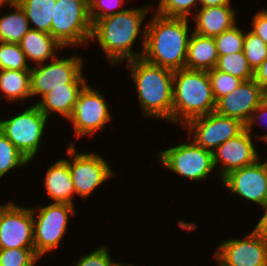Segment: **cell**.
Listing matches in <instances>:
<instances>
[{"instance_id":"1","label":"cell","mask_w":267,"mask_h":266,"mask_svg":"<svg viewBox=\"0 0 267 266\" xmlns=\"http://www.w3.org/2000/svg\"><path fill=\"white\" fill-rule=\"evenodd\" d=\"M150 5V6H149ZM139 7L127 8L123 12L98 19L92 22L90 41L95 39L99 47L106 54L109 64L114 66L127 60L141 58L145 46L146 25L142 26L143 20L151 9V4ZM143 27V28H142ZM142 28V29H141ZM141 30V32H140ZM142 39V49L133 53V44L139 35Z\"/></svg>"},{"instance_id":"2","label":"cell","mask_w":267,"mask_h":266,"mask_svg":"<svg viewBox=\"0 0 267 266\" xmlns=\"http://www.w3.org/2000/svg\"><path fill=\"white\" fill-rule=\"evenodd\" d=\"M146 22L145 46L142 58L172 71L186 68L190 36L189 19L166 17L153 11Z\"/></svg>"},{"instance_id":"3","label":"cell","mask_w":267,"mask_h":266,"mask_svg":"<svg viewBox=\"0 0 267 266\" xmlns=\"http://www.w3.org/2000/svg\"><path fill=\"white\" fill-rule=\"evenodd\" d=\"M125 65L137 90L142 115L171 123L174 71L147 62L142 57Z\"/></svg>"},{"instance_id":"4","label":"cell","mask_w":267,"mask_h":266,"mask_svg":"<svg viewBox=\"0 0 267 266\" xmlns=\"http://www.w3.org/2000/svg\"><path fill=\"white\" fill-rule=\"evenodd\" d=\"M216 109L208 71L183 68L174 71L172 123L186 125L190 120Z\"/></svg>"},{"instance_id":"5","label":"cell","mask_w":267,"mask_h":266,"mask_svg":"<svg viewBox=\"0 0 267 266\" xmlns=\"http://www.w3.org/2000/svg\"><path fill=\"white\" fill-rule=\"evenodd\" d=\"M89 0H56L50 35L63 47L90 43Z\"/></svg>"},{"instance_id":"6","label":"cell","mask_w":267,"mask_h":266,"mask_svg":"<svg viewBox=\"0 0 267 266\" xmlns=\"http://www.w3.org/2000/svg\"><path fill=\"white\" fill-rule=\"evenodd\" d=\"M49 64L31 67V97L44 96L56 88H84L88 82L83 75L82 56L74 55L49 60Z\"/></svg>"},{"instance_id":"7","label":"cell","mask_w":267,"mask_h":266,"mask_svg":"<svg viewBox=\"0 0 267 266\" xmlns=\"http://www.w3.org/2000/svg\"><path fill=\"white\" fill-rule=\"evenodd\" d=\"M75 210V206L67 203L49 202L45 206L31 207L34 249L40 258L61 245L69 229V218L76 215Z\"/></svg>"},{"instance_id":"8","label":"cell","mask_w":267,"mask_h":266,"mask_svg":"<svg viewBox=\"0 0 267 266\" xmlns=\"http://www.w3.org/2000/svg\"><path fill=\"white\" fill-rule=\"evenodd\" d=\"M48 118L33 104L23 112L8 118L0 119V132L29 161L38 153Z\"/></svg>"},{"instance_id":"9","label":"cell","mask_w":267,"mask_h":266,"mask_svg":"<svg viewBox=\"0 0 267 266\" xmlns=\"http://www.w3.org/2000/svg\"><path fill=\"white\" fill-rule=\"evenodd\" d=\"M71 179L75 195L87 199L107 180L115 176L109 161L95 152H78L75 143L70 142L66 149Z\"/></svg>"},{"instance_id":"10","label":"cell","mask_w":267,"mask_h":266,"mask_svg":"<svg viewBox=\"0 0 267 266\" xmlns=\"http://www.w3.org/2000/svg\"><path fill=\"white\" fill-rule=\"evenodd\" d=\"M161 165L190 181H205L215 170L213 153L193 140L158 151Z\"/></svg>"},{"instance_id":"11","label":"cell","mask_w":267,"mask_h":266,"mask_svg":"<svg viewBox=\"0 0 267 266\" xmlns=\"http://www.w3.org/2000/svg\"><path fill=\"white\" fill-rule=\"evenodd\" d=\"M99 91L87 84L79 94L73 112L68 118L73 125L76 139L85 135L92 137L97 131L104 130L112 119V113L103 92Z\"/></svg>"},{"instance_id":"12","label":"cell","mask_w":267,"mask_h":266,"mask_svg":"<svg viewBox=\"0 0 267 266\" xmlns=\"http://www.w3.org/2000/svg\"><path fill=\"white\" fill-rule=\"evenodd\" d=\"M182 128L188 130L189 139L192 138L198 146L213 153L221 144L240 134L245 129V124L214 111L190 120Z\"/></svg>"},{"instance_id":"13","label":"cell","mask_w":267,"mask_h":266,"mask_svg":"<svg viewBox=\"0 0 267 266\" xmlns=\"http://www.w3.org/2000/svg\"><path fill=\"white\" fill-rule=\"evenodd\" d=\"M15 248H34L33 215L10 200L0 204V250Z\"/></svg>"},{"instance_id":"14","label":"cell","mask_w":267,"mask_h":266,"mask_svg":"<svg viewBox=\"0 0 267 266\" xmlns=\"http://www.w3.org/2000/svg\"><path fill=\"white\" fill-rule=\"evenodd\" d=\"M216 266H267V243L253 230L241 239H226L215 248Z\"/></svg>"},{"instance_id":"15","label":"cell","mask_w":267,"mask_h":266,"mask_svg":"<svg viewBox=\"0 0 267 266\" xmlns=\"http://www.w3.org/2000/svg\"><path fill=\"white\" fill-rule=\"evenodd\" d=\"M226 190L263 207L267 204V174L259 159L248 166L233 170L221 179Z\"/></svg>"},{"instance_id":"16","label":"cell","mask_w":267,"mask_h":266,"mask_svg":"<svg viewBox=\"0 0 267 266\" xmlns=\"http://www.w3.org/2000/svg\"><path fill=\"white\" fill-rule=\"evenodd\" d=\"M252 137L254 136L244 129L213 151L214 167H219L220 181L229 172L251 165L259 159V151Z\"/></svg>"},{"instance_id":"17","label":"cell","mask_w":267,"mask_h":266,"mask_svg":"<svg viewBox=\"0 0 267 266\" xmlns=\"http://www.w3.org/2000/svg\"><path fill=\"white\" fill-rule=\"evenodd\" d=\"M267 98V93L252 79L216 102L215 111L223 116L236 118L246 124L251 114Z\"/></svg>"},{"instance_id":"18","label":"cell","mask_w":267,"mask_h":266,"mask_svg":"<svg viewBox=\"0 0 267 266\" xmlns=\"http://www.w3.org/2000/svg\"><path fill=\"white\" fill-rule=\"evenodd\" d=\"M193 16V32L209 37L220 35L237 23V13L232 5L200 7Z\"/></svg>"},{"instance_id":"19","label":"cell","mask_w":267,"mask_h":266,"mask_svg":"<svg viewBox=\"0 0 267 266\" xmlns=\"http://www.w3.org/2000/svg\"><path fill=\"white\" fill-rule=\"evenodd\" d=\"M44 188L52 203H67L75 206V189L70 175L68 158L58 159L45 174Z\"/></svg>"},{"instance_id":"20","label":"cell","mask_w":267,"mask_h":266,"mask_svg":"<svg viewBox=\"0 0 267 266\" xmlns=\"http://www.w3.org/2000/svg\"><path fill=\"white\" fill-rule=\"evenodd\" d=\"M28 61L45 64L49 59L54 60L63 47L48 33L30 29L19 43ZM57 50V51H56Z\"/></svg>"},{"instance_id":"21","label":"cell","mask_w":267,"mask_h":266,"mask_svg":"<svg viewBox=\"0 0 267 266\" xmlns=\"http://www.w3.org/2000/svg\"><path fill=\"white\" fill-rule=\"evenodd\" d=\"M218 57L214 37L192 32L188 43L186 68L210 71L215 68Z\"/></svg>"},{"instance_id":"22","label":"cell","mask_w":267,"mask_h":266,"mask_svg":"<svg viewBox=\"0 0 267 266\" xmlns=\"http://www.w3.org/2000/svg\"><path fill=\"white\" fill-rule=\"evenodd\" d=\"M83 88H56L35 103L39 110L49 119L50 115L59 114L67 120Z\"/></svg>"},{"instance_id":"23","label":"cell","mask_w":267,"mask_h":266,"mask_svg":"<svg viewBox=\"0 0 267 266\" xmlns=\"http://www.w3.org/2000/svg\"><path fill=\"white\" fill-rule=\"evenodd\" d=\"M0 92L7 102L23 103L31 97V71L0 70Z\"/></svg>"},{"instance_id":"24","label":"cell","mask_w":267,"mask_h":266,"mask_svg":"<svg viewBox=\"0 0 267 266\" xmlns=\"http://www.w3.org/2000/svg\"><path fill=\"white\" fill-rule=\"evenodd\" d=\"M9 8L14 11L0 15V42L19 44L22 37L30 30L29 22L24 10L15 0Z\"/></svg>"},{"instance_id":"25","label":"cell","mask_w":267,"mask_h":266,"mask_svg":"<svg viewBox=\"0 0 267 266\" xmlns=\"http://www.w3.org/2000/svg\"><path fill=\"white\" fill-rule=\"evenodd\" d=\"M15 1L24 10L29 22L30 29L50 34L51 22L54 19V6L56 5V0Z\"/></svg>"},{"instance_id":"26","label":"cell","mask_w":267,"mask_h":266,"mask_svg":"<svg viewBox=\"0 0 267 266\" xmlns=\"http://www.w3.org/2000/svg\"><path fill=\"white\" fill-rule=\"evenodd\" d=\"M215 69L238 77L243 81L254 79V71L245 58L243 51L219 55Z\"/></svg>"},{"instance_id":"27","label":"cell","mask_w":267,"mask_h":266,"mask_svg":"<svg viewBox=\"0 0 267 266\" xmlns=\"http://www.w3.org/2000/svg\"><path fill=\"white\" fill-rule=\"evenodd\" d=\"M31 164L20 151L9 141V139L0 132V181L13 169L23 168Z\"/></svg>"},{"instance_id":"28","label":"cell","mask_w":267,"mask_h":266,"mask_svg":"<svg viewBox=\"0 0 267 266\" xmlns=\"http://www.w3.org/2000/svg\"><path fill=\"white\" fill-rule=\"evenodd\" d=\"M31 71L19 44L0 42V70Z\"/></svg>"},{"instance_id":"29","label":"cell","mask_w":267,"mask_h":266,"mask_svg":"<svg viewBox=\"0 0 267 266\" xmlns=\"http://www.w3.org/2000/svg\"><path fill=\"white\" fill-rule=\"evenodd\" d=\"M243 53L255 72L260 64L267 59V45L260 37L248 30L245 32Z\"/></svg>"},{"instance_id":"30","label":"cell","mask_w":267,"mask_h":266,"mask_svg":"<svg viewBox=\"0 0 267 266\" xmlns=\"http://www.w3.org/2000/svg\"><path fill=\"white\" fill-rule=\"evenodd\" d=\"M245 32L236 25L214 37L218 55L243 51Z\"/></svg>"},{"instance_id":"31","label":"cell","mask_w":267,"mask_h":266,"mask_svg":"<svg viewBox=\"0 0 267 266\" xmlns=\"http://www.w3.org/2000/svg\"><path fill=\"white\" fill-rule=\"evenodd\" d=\"M208 75L211 82L213 97L216 102L223 96L235 91L243 83V80L240 78L216 70L215 68L208 71Z\"/></svg>"},{"instance_id":"32","label":"cell","mask_w":267,"mask_h":266,"mask_svg":"<svg viewBox=\"0 0 267 266\" xmlns=\"http://www.w3.org/2000/svg\"><path fill=\"white\" fill-rule=\"evenodd\" d=\"M199 0H159L156 12L166 17L187 18L193 17V10L198 9ZM191 14V16H190Z\"/></svg>"},{"instance_id":"33","label":"cell","mask_w":267,"mask_h":266,"mask_svg":"<svg viewBox=\"0 0 267 266\" xmlns=\"http://www.w3.org/2000/svg\"><path fill=\"white\" fill-rule=\"evenodd\" d=\"M39 259L34 248L0 250V266H35Z\"/></svg>"},{"instance_id":"34","label":"cell","mask_w":267,"mask_h":266,"mask_svg":"<svg viewBox=\"0 0 267 266\" xmlns=\"http://www.w3.org/2000/svg\"><path fill=\"white\" fill-rule=\"evenodd\" d=\"M125 1L126 0H89V14L91 21L96 22L98 19L123 12L126 9L124 8L120 10V8H123Z\"/></svg>"},{"instance_id":"35","label":"cell","mask_w":267,"mask_h":266,"mask_svg":"<svg viewBox=\"0 0 267 266\" xmlns=\"http://www.w3.org/2000/svg\"><path fill=\"white\" fill-rule=\"evenodd\" d=\"M100 246L94 251L81 256L76 262L74 261V266H117L119 261L112 259L109 248L104 245Z\"/></svg>"},{"instance_id":"36","label":"cell","mask_w":267,"mask_h":266,"mask_svg":"<svg viewBox=\"0 0 267 266\" xmlns=\"http://www.w3.org/2000/svg\"><path fill=\"white\" fill-rule=\"evenodd\" d=\"M267 118V98L256 108V110L251 114L250 119L245 124V129L251 134L253 130V125L261 123ZM259 121V122H258ZM267 122V120H266ZM263 124V123H262ZM258 137V138H257ZM264 141L267 143V132L264 135L255 136L254 139Z\"/></svg>"},{"instance_id":"37","label":"cell","mask_w":267,"mask_h":266,"mask_svg":"<svg viewBox=\"0 0 267 266\" xmlns=\"http://www.w3.org/2000/svg\"><path fill=\"white\" fill-rule=\"evenodd\" d=\"M250 25L251 31L267 45V8L256 11Z\"/></svg>"},{"instance_id":"38","label":"cell","mask_w":267,"mask_h":266,"mask_svg":"<svg viewBox=\"0 0 267 266\" xmlns=\"http://www.w3.org/2000/svg\"><path fill=\"white\" fill-rule=\"evenodd\" d=\"M254 80L267 93V59L254 72Z\"/></svg>"},{"instance_id":"39","label":"cell","mask_w":267,"mask_h":266,"mask_svg":"<svg viewBox=\"0 0 267 266\" xmlns=\"http://www.w3.org/2000/svg\"><path fill=\"white\" fill-rule=\"evenodd\" d=\"M264 213L259 222L252 229L265 243H267V204L262 207Z\"/></svg>"},{"instance_id":"40","label":"cell","mask_w":267,"mask_h":266,"mask_svg":"<svg viewBox=\"0 0 267 266\" xmlns=\"http://www.w3.org/2000/svg\"><path fill=\"white\" fill-rule=\"evenodd\" d=\"M201 7L232 5L231 0H199Z\"/></svg>"},{"instance_id":"41","label":"cell","mask_w":267,"mask_h":266,"mask_svg":"<svg viewBox=\"0 0 267 266\" xmlns=\"http://www.w3.org/2000/svg\"><path fill=\"white\" fill-rule=\"evenodd\" d=\"M14 0H0V7H3L6 5H10Z\"/></svg>"},{"instance_id":"42","label":"cell","mask_w":267,"mask_h":266,"mask_svg":"<svg viewBox=\"0 0 267 266\" xmlns=\"http://www.w3.org/2000/svg\"><path fill=\"white\" fill-rule=\"evenodd\" d=\"M117 266H134V265L131 264V263H129V264L127 263V264H125V263H120V262H119V263L117 264Z\"/></svg>"},{"instance_id":"43","label":"cell","mask_w":267,"mask_h":266,"mask_svg":"<svg viewBox=\"0 0 267 266\" xmlns=\"http://www.w3.org/2000/svg\"><path fill=\"white\" fill-rule=\"evenodd\" d=\"M261 163L263 164V166H264V168L266 170V174H267V159L265 160V162L263 161Z\"/></svg>"}]
</instances>
